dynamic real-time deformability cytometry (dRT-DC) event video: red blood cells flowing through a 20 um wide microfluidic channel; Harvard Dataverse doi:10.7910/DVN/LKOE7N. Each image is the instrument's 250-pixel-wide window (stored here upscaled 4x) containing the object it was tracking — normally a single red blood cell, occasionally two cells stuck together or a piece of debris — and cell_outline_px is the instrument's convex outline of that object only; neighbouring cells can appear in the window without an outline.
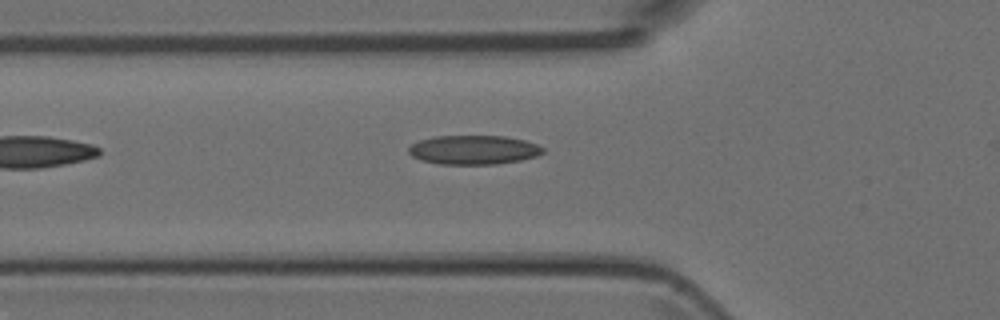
{"species": "Egyptian fruit bat (a non-hibernating species)", "species_latin": "Rousettus aegyptiacus", "temperature_condition": "room temperature", "stored_images_in_passage": 3, "camera_frame_rate_fps": 3000, "um_per_image_px": 0.085, "animal": {"sex": "female"}, "frame": {"image": 1, "passage_image": 3, "time_ms": 2.333, "image_size_px": [1000, 320], "cell_outline_px": [[544, 152], [536, 156], [520, 160], [496, 164], [440, 164], [420, 160], [412, 156], [408, 152], [408, 148], [412, 144], [420, 140], [436, 136], [504, 136], [524, 140], [536, 144], [544, 148]], "centroid_in_image_um": [40.24, 12.74], "position_along_channel_um": 85.6, "area_um2": 22.72}}